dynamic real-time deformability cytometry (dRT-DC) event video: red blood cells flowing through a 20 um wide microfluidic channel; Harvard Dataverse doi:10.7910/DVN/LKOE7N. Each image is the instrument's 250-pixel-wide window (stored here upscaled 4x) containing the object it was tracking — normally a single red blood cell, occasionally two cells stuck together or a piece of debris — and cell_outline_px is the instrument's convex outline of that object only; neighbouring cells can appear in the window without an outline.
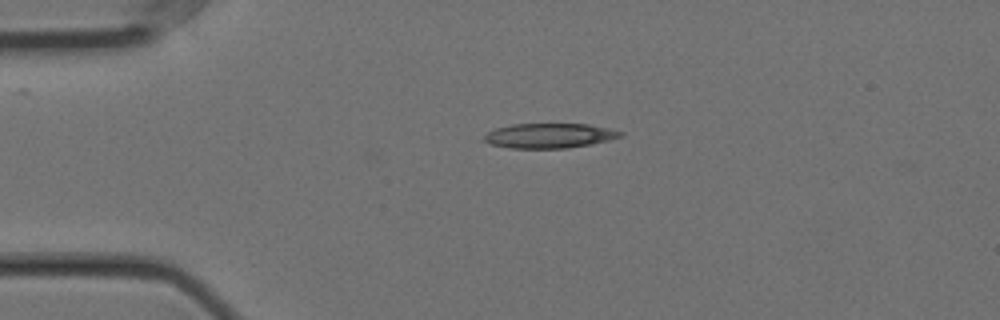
{"species": "Egyptian fruit bat (a non-hibernating species)", "species_latin": "Rousettus aegyptiacus", "temperature_condition": "cold", "stored_images_in_passage": 12, "camera_frame_rate_fps": 3000, "um_per_image_px": 0.085, "animal": {"sex": "female"}, "frame": {"image": 1, "passage_image": 1, "time_ms": 0.0, "image_size_px": [1000, 320], "cell_outline_px": [[624, 136], [608, 140], [568, 148], [508, 148], [492, 144], [484, 140], [484, 136], [488, 132], [496, 128], [512, 124], [588, 124], [608, 128], [624, 132]], "centroid_in_image_um": [46.71, 11.53], "position_along_channel_um": 38.3, "area_um2": 19.54}}
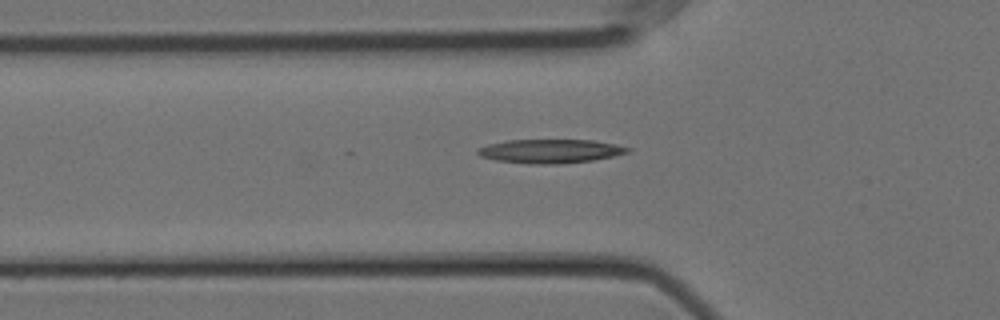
{"frame": {"image": 2, "passage_image": 7, "time_ms": 2.0, "image_size_px": [1000, 320], "cell_outline_px": [[632, 148], [628, 152], [612, 156], [592, 160], [560, 164], [528, 164], [496, 160], [480, 156], [476, 152], [476, 148], [488, 144], [508, 140], [592, 140], [616, 144]], "centroid_in_image_um": [46.74, 12.85], "position_along_channel_um": 79.1, "area_um2": 20.87}}
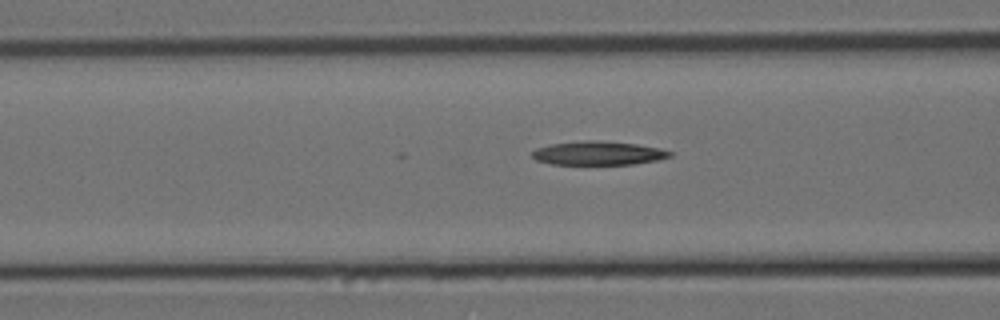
{"frame": {"image": 3, "passage_image": 10, "time_ms": 3.0, "image_size_px": [1000, 320], "cell_outline_px": [[672, 156], [660, 160], [632, 164], [552, 164], [536, 160], [532, 156], [532, 152], [536, 148], [548, 144], [588, 140], [596, 140], [636, 144], [660, 148], [672, 152]], "centroid_in_image_um": [50.86, 13.01], "position_along_channel_um": 115.7, "area_um2": 19.07}}